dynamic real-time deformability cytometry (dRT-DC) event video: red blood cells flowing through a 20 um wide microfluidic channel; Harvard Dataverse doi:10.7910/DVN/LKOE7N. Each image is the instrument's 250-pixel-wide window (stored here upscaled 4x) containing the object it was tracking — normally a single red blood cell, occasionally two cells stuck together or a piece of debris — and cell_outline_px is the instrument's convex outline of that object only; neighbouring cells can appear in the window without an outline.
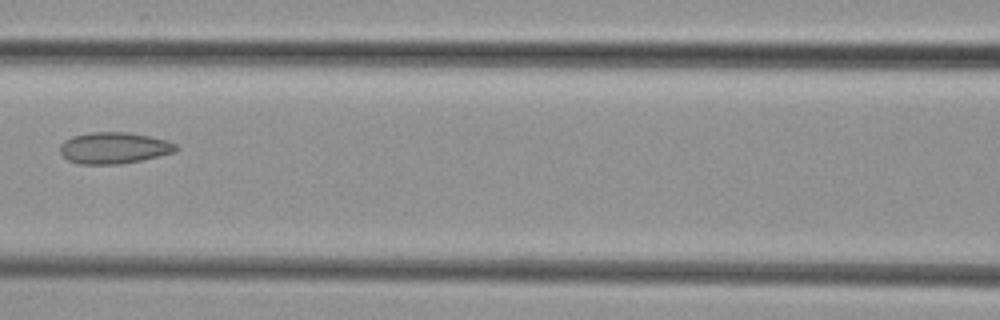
{"species": "common noctule bat (a hibernating species)", "species_latin": "Nyctalus noctula", "temperature_condition": "cold", "stored_images_in_passage": 5, "camera_frame_rate_fps": 3000, "um_per_image_px": 0.085, "animal": {"sex": "female", "body_mass_g": 29.2, "forearm_length_mm": 56.3}, "frame": {"image": 1, "passage_image": 5, "time_ms": 4.667, "image_size_px": [1000, 320], "cell_outline_px": [[180, 148], [176, 152], [140, 160], [120, 164], [80, 164], [68, 160], [60, 152], [60, 144], [64, 140], [72, 136], [88, 132], [128, 132], [148, 136], [164, 140], [176, 144]], "centroid_in_image_um": [9.67, 12.57], "position_along_channel_um": 156.9, "area_um2": 21.21}}